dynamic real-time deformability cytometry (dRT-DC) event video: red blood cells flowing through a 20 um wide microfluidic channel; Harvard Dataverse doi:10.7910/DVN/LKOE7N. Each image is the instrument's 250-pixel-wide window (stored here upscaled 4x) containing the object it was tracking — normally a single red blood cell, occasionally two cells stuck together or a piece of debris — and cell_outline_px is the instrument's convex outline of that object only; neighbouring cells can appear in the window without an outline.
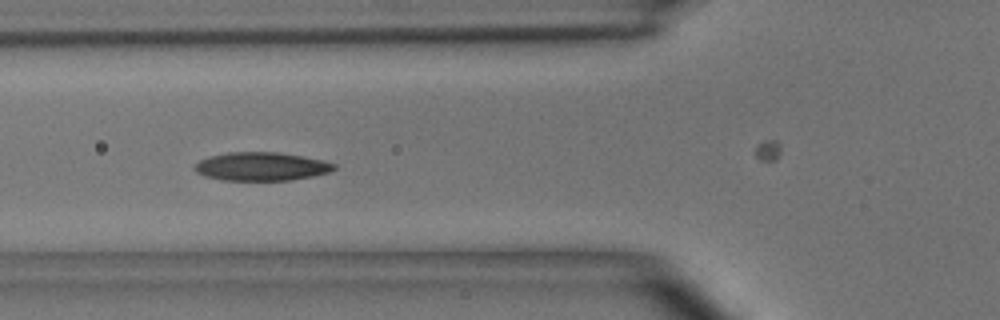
{"species": "common noctule bat (a hibernating species)", "species_latin": "Nyctalus noctula", "temperature_condition": "room temperature", "stored_images_in_passage": 9, "camera_frame_rate_fps": 3000, "um_per_image_px": 0.085, "animal": {"sex": "male", "body_mass_g": 15.6}, "frame": {"image": 1, "passage_image": 6, "time_ms": 5.667, "image_size_px": [1000, 320], "cell_outline_px": [[336, 168], [328, 172], [312, 176], [288, 180], [220, 180], [204, 176], [196, 172], [192, 168], [200, 160], [212, 156], [228, 152], [280, 152], [304, 156], [324, 160], [336, 164]], "centroid_in_image_um": [22.21, 14.14], "position_along_channel_um": 103.6, "area_um2": 23.12}}